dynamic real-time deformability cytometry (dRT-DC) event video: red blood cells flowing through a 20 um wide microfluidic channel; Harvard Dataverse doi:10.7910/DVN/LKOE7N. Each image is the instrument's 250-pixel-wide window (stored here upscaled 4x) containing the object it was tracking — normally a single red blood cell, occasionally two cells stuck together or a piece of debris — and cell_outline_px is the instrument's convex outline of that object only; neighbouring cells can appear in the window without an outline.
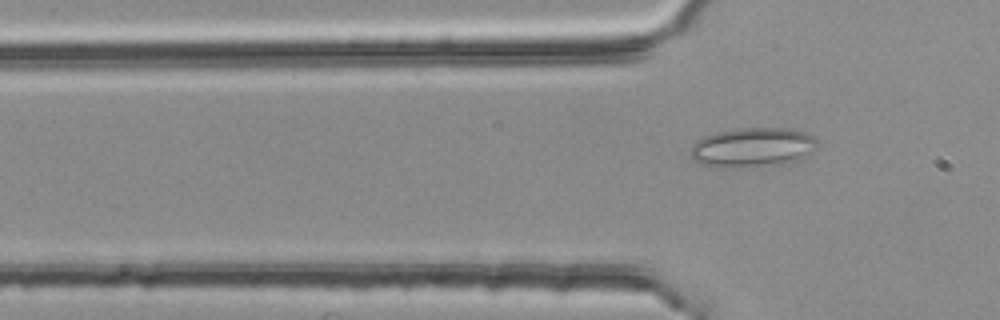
{"species": "common noctule bat (a hibernating species)", "species_latin": "Nyctalus noctula", "temperature_condition": "room temperature", "stored_images_in_passage": 3, "camera_frame_rate_fps": 3000, "um_per_image_px": 0.085, "animal": {"sex": "female", "body_mass_g": 25.1}, "frame": {"image": 1, "passage_image": 3, "time_ms": 0.667, "image_size_px": [1000, 320], "cell_outline_px": [[816, 144], [812, 152], [800, 160], [768, 164], [700, 164], [692, 156], [692, 144], [696, 140], [704, 136], [716, 132], [736, 128], [792, 128], [804, 132], [812, 136], [816, 140]], "centroid_in_image_um": [64.02, 12.44], "position_along_channel_um": 61.8, "area_um2": 27.8}}